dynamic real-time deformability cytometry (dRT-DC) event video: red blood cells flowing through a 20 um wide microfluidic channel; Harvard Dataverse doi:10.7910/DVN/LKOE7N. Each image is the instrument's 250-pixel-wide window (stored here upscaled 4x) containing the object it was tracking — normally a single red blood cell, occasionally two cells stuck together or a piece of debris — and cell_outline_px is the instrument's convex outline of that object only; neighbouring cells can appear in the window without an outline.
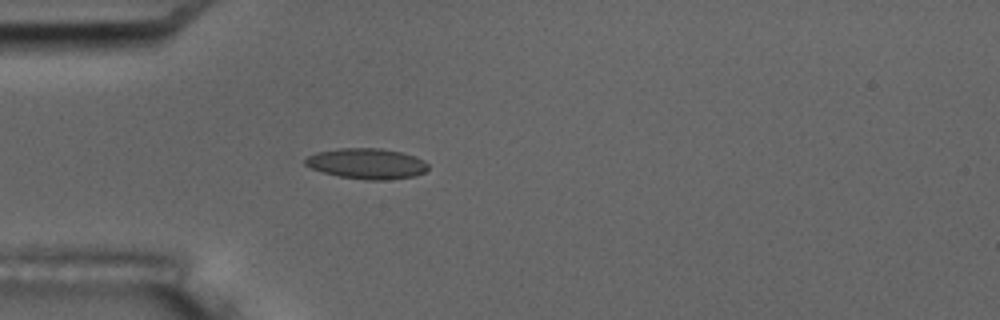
{"species": "common noctule bat (a hibernating species)", "species_latin": "Nyctalus noctula", "temperature_condition": "room temperature", "stored_images_in_passage": 3, "camera_frame_rate_fps": 3000, "um_per_image_px": 0.085, "animal": {"sex": "male", "body_mass_g": 17.5, "forearm_length_mm": 52.3}, "frame": {"image": 1, "passage_image": 3, "time_ms": 3.0, "image_size_px": [1000, 320], "cell_outline_px": [[428, 168], [424, 172], [416, 176], [384, 180], [368, 180], [340, 176], [324, 172], [312, 168], [304, 164], [304, 160], [308, 156], [316, 152], [340, 148], [380, 148], [400, 152], [416, 156], [424, 160], [428, 164]], "centroid_in_image_um": [31.2, 13.9], "position_along_channel_um": 53.8, "area_um2": 21.85}}